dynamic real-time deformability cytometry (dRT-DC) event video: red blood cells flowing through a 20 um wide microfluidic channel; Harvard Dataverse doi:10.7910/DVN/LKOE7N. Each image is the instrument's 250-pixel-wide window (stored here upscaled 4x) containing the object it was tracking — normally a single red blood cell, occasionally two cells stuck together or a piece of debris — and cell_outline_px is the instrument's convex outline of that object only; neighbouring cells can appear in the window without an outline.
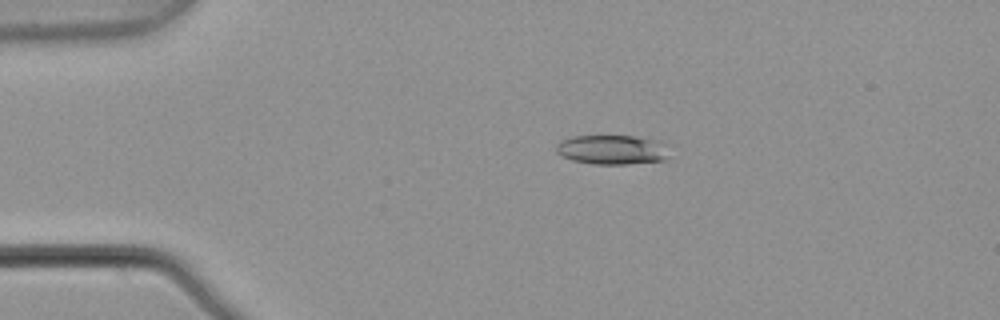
{"species": "common noctule bat (a hibernating species)", "species_latin": "Nyctalus noctula", "temperature_condition": "warm", "stored_images_in_passage": 3, "camera_frame_rate_fps": 3000, "um_per_image_px": 0.085, "animal": {"sex": "male", "body_mass_g": 21.5, "forearm_length_mm": 52.0}, "frame": {"image": 1, "passage_image": 1, "time_ms": 0.0, "image_size_px": [1000, 320], "cell_outline_px": [[668, 156], [664, 160], [628, 164], [596, 164], [572, 160], [556, 152], [556, 144], [560, 140], [572, 136], [636, 136], [656, 140], [668, 144]], "centroid_in_image_um": [52.05, 12.71], "position_along_channel_um": 32.9, "area_um2": 19.54}}
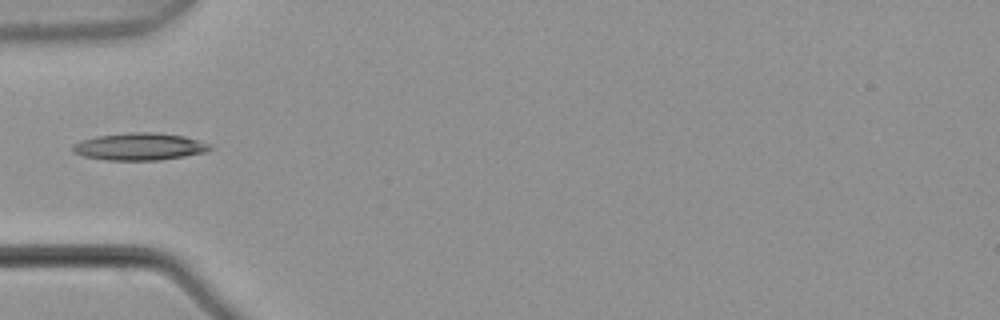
{"frame": {"image": 2, "passage_image": 3, "time_ms": 0.667, "image_size_px": [1000, 320], "cell_outline_px": [[212, 148], [204, 152], [184, 156], [156, 160], [108, 160], [84, 156], [72, 152], [72, 144], [80, 140], [96, 136], [132, 132], [156, 132], [184, 136], [212, 144]], "centroid_in_image_um": [11.84, 12.45], "position_along_channel_um": 73.2, "area_um2": 21.79}}